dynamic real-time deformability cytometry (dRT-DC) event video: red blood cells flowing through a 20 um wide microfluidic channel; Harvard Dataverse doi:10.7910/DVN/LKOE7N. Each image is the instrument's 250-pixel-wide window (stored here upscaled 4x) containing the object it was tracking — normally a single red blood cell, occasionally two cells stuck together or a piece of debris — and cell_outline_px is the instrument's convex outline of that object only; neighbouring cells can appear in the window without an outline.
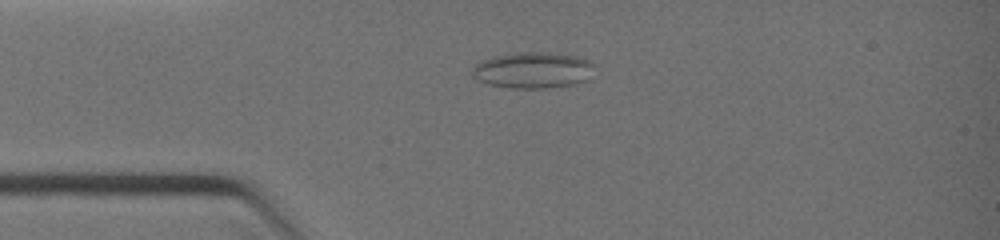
{"species": "common noctule bat (a hibernating species)", "species_latin": "Nyctalus noctula", "temperature_condition": "warm", "stored_images_in_passage": 13, "camera_frame_rate_fps": 3000, "um_per_image_px": 0.085, "animal": {"sex": "female", "body_mass_g": 19.0, "forearm_length_mm": 51.5}, "frame": {"image": 1, "passage_image": 6, "time_ms": 2.667, "image_size_px": [1000, 240], "cell_outline_px": [[592, 64], [588, 80], [572, 84], [548, 88], [508, 88], [488, 84], [476, 80], [472, 76], [472, 68], [480, 60], [492, 56], [516, 52], [544, 52], [576, 56], [588, 60]], "centroid_in_image_um": [45.21, 5.96], "position_along_channel_um": 39.8, "area_um2": 25.78}}
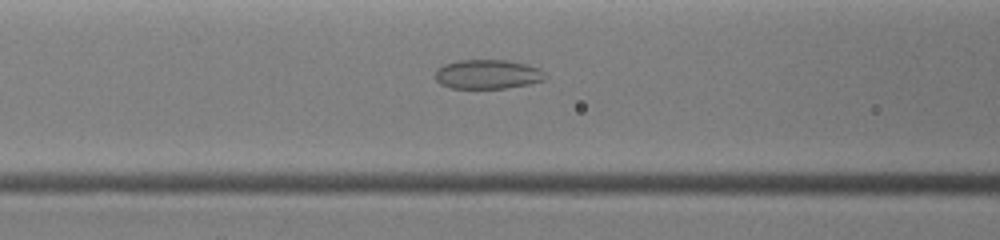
{"frame": {"image": 2, "passage_image": 10, "time_ms": 4.667, "image_size_px": [1000, 240], "cell_outline_px": [[548, 76], [544, 80], [528, 84], [504, 88], [452, 88], [440, 84], [436, 80], [436, 68], [444, 64], [456, 60], [504, 60], [524, 64], [540, 68]], "centroid_in_image_um": [41.44, 6.31], "position_along_channel_um": 125.2, "area_um2": 18.79}}
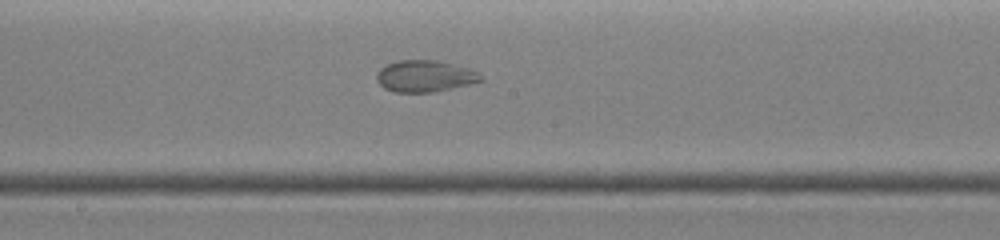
{"frame": {"image": 3, "passage_image": 13, "time_ms": 6.333, "image_size_px": [1000, 240], "cell_outline_px": [[484, 80], [436, 92], [396, 92], [384, 88], [376, 80], [376, 72], [380, 68], [388, 64], [400, 60], [440, 60], [468, 68], [480, 72], [484, 76]], "centroid_in_image_um": [36.14, 6.47], "position_along_channel_um": 212.1, "area_um2": 19.36}}